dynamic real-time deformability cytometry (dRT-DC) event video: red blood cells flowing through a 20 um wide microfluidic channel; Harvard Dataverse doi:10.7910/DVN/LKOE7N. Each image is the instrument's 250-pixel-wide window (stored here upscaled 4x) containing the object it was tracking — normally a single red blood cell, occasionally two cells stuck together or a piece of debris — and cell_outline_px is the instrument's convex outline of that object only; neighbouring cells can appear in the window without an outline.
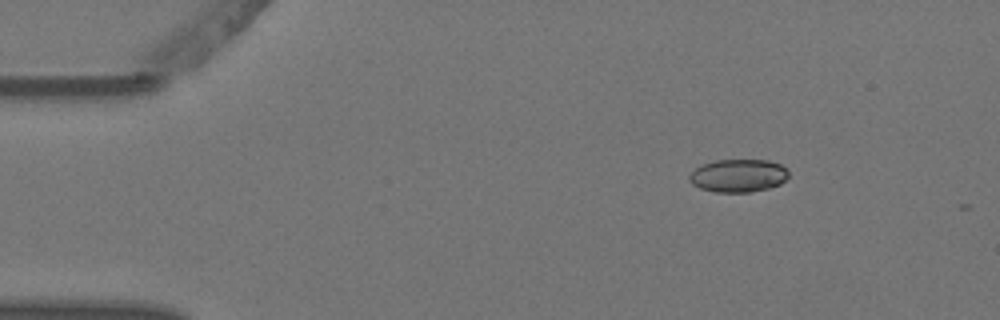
{"species": "Egyptian fruit bat (a non-hibernating species)", "species_latin": "Rousettus aegyptiacus", "temperature_condition": "warm", "stored_images_in_passage": 3, "camera_frame_rate_fps": 3000, "um_per_image_px": 0.085, "animal": {"sex": "female"}, "frame": {"image": 1, "passage_image": 2, "time_ms": 0.333, "image_size_px": [1000, 320], "cell_outline_px": [[788, 176], [780, 184], [768, 188], [752, 192], [716, 192], [700, 188], [692, 184], [688, 180], [688, 176], [696, 168], [704, 164], [716, 160], [768, 160], [780, 164], [788, 172]], "centroid_in_image_um": [62.74, 14.93], "position_along_channel_um": 22.3, "area_um2": 18.96}}